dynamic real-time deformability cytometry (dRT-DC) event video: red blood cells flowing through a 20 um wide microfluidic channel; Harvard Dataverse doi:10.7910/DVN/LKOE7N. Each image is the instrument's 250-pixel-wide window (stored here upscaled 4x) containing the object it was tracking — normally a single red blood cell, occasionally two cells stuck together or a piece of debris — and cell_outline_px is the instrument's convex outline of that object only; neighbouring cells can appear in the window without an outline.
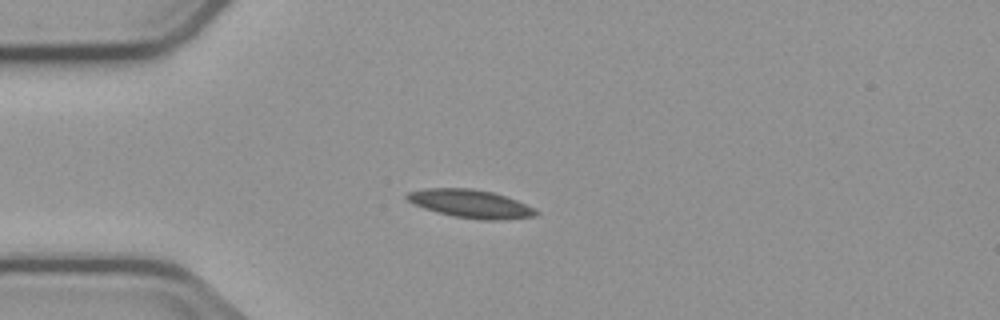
{"species": "common noctule bat (a hibernating species)", "species_latin": "Nyctalus noctula", "temperature_condition": "cold", "stored_images_in_passage": 3, "camera_frame_rate_fps": 3000, "um_per_image_px": 0.085, "animal": {"sex": "male", "body_mass_g": 23.1, "forearm_length_mm": 52.7}, "frame": {"image": 1, "passage_image": 1, "time_ms": 0.0, "image_size_px": [1000, 320], "cell_outline_px": [[540, 212], [536, 216], [496, 220], [480, 220], [452, 216], [424, 208], [408, 200], [404, 196], [408, 192], [424, 188], [472, 188], [492, 192], [516, 200], [536, 208]], "centroid_in_image_um": [40.02, 17.32], "position_along_channel_um": 45.0, "area_um2": 21.15}}
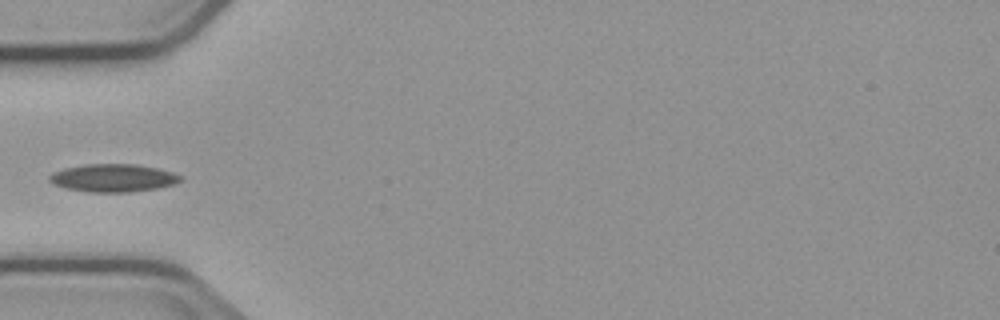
{"frame": {"image": 2, "passage_image": 2, "time_ms": 1.333, "image_size_px": [1000, 320], "cell_outline_px": [[184, 180], [172, 184], [156, 188], [132, 192], [88, 192], [64, 188], [52, 184], [48, 180], [48, 176], [52, 172], [64, 168], [84, 164], [136, 164], [156, 168], [172, 172], [184, 176]], "centroid_in_image_um": [9.59, 15.12], "position_along_channel_um": 75.4, "area_um2": 21.5}}
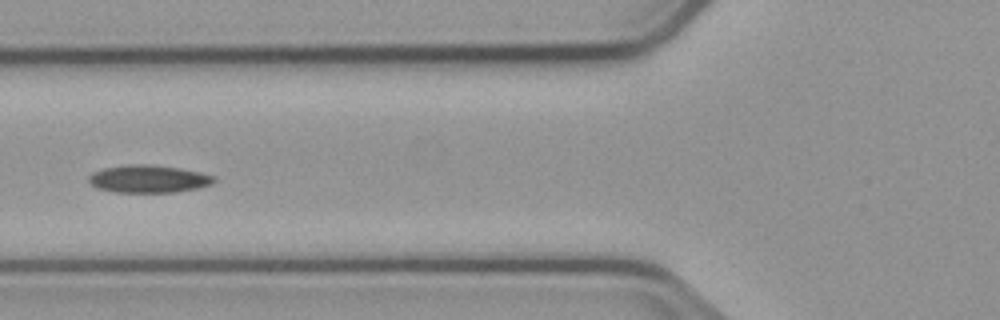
{"frame": {"image": 3, "passage_image": 3, "time_ms": 2.333, "image_size_px": [1000, 320], "cell_outline_px": [[216, 180], [212, 184], [196, 188], [176, 192], [116, 192], [96, 188], [88, 180], [88, 176], [92, 172], [104, 168], [128, 164], [148, 164], [176, 168], [200, 172], [216, 176]], "centroid_in_image_um": [12.61, 15.2], "position_along_channel_um": 113.2, "area_um2": 20.11}}